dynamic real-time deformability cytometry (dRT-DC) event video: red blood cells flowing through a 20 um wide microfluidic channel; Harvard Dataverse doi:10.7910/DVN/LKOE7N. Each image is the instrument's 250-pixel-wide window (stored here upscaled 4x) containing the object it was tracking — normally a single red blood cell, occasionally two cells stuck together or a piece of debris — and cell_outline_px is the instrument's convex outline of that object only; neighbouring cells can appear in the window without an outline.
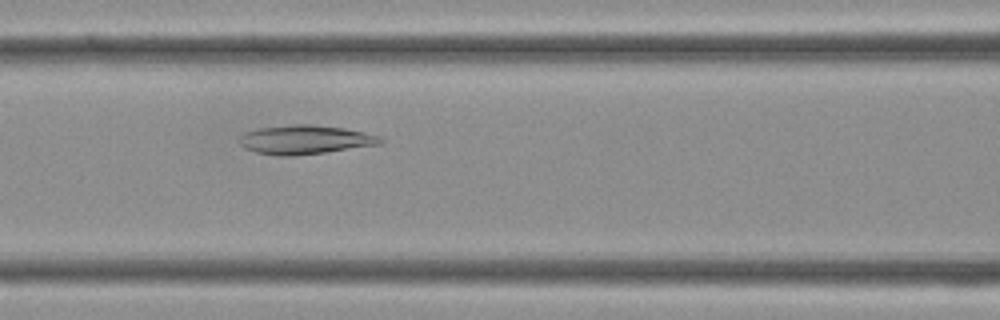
{"species": "Egyptian fruit bat (a non-hibernating species)", "species_latin": "Rousettus aegyptiacus", "temperature_condition": "cold", "stored_images_in_passage": 35, "camera_frame_rate_fps": 3000, "um_per_image_px": 0.085, "frame": {"image": 1, "passage_image": 14, "time_ms": 4.333, "image_size_px": [1000, 320], "cell_outline_px": [[384, 144], [324, 152], [292, 156], [276, 156], [256, 152], [244, 148], [240, 144], [240, 136], [244, 132], [260, 128], [292, 124], [312, 124], [344, 128], [364, 132], [380, 136], [384, 140]], "centroid_in_image_um": [25.95, 11.87], "position_along_channel_um": 140.6, "area_um2": 23.93}}
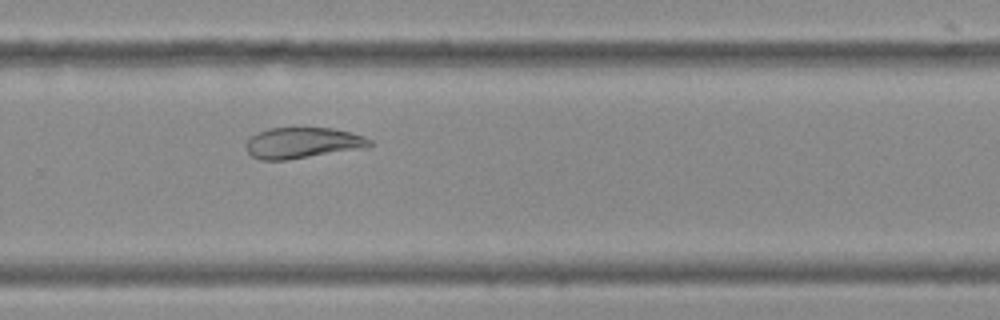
{"frame": {"image": 2, "passage_image": 23, "time_ms": 7.333, "image_size_px": [1000, 320], "cell_outline_px": [[372, 144], [368, 148], [288, 160], [260, 160], [252, 156], [248, 152], [248, 140], [256, 132], [268, 128], [332, 128], [364, 136], [372, 140]], "centroid_in_image_um": [25.76, 12.15], "position_along_channel_um": 304.0, "area_um2": 22.37}}
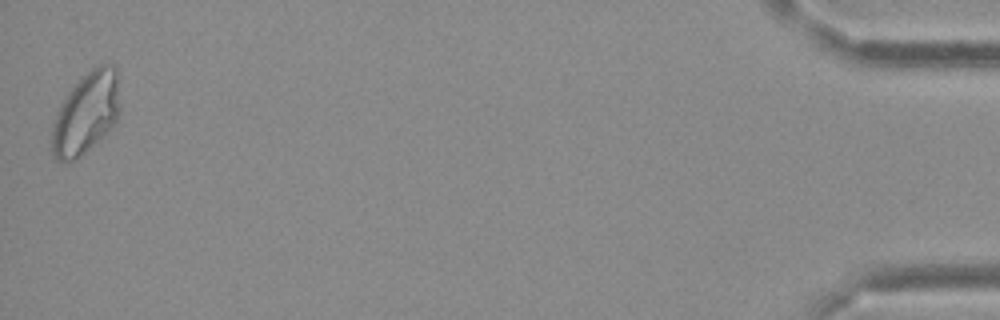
{"frame": {"image": 3, "passage_image": 35, "time_ms": 11.333, "image_size_px": [1000, 320], "cell_outline_px": [[116, 120], [104, 136], [80, 156], [64, 164], [56, 160], [52, 156], [52, 124], [60, 104], [68, 92], [92, 68], [100, 64], [116, 64]], "centroid_in_image_um": [7.24, 9.67], "position_along_channel_um": 428.0, "area_um2": 31.5}}